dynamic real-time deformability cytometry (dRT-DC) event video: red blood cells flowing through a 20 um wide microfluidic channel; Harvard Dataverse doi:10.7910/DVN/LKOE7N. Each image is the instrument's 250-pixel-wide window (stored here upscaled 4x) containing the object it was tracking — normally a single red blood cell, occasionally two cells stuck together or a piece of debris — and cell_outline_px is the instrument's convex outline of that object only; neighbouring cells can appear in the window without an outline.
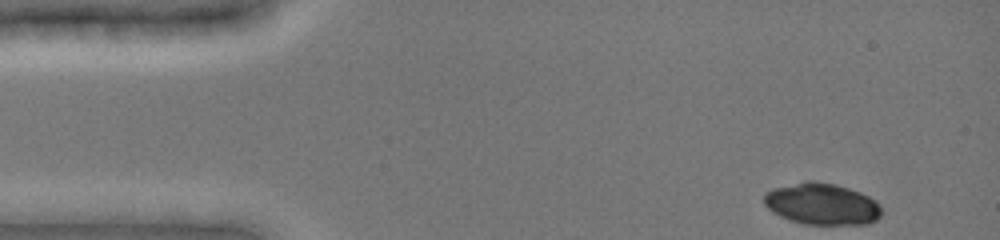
{"species": "common noctule bat (a hibernating species)", "species_latin": "Nyctalus noctula", "temperature_condition": "cold", "stored_images_in_passage": 40, "camera_frame_rate_fps": 3000, "um_per_image_px": 0.085, "animal": {"sex": "female", "body_mass_g": 19.0, "forearm_length_mm": 51.5}, "frame": {"image": 1, "passage_image": 1, "time_ms": 0.0, "image_size_px": [1000, 240], "cell_outline_px": [[880, 216], [876, 220], [868, 224], [804, 224], [788, 220], [772, 212], [764, 204], [764, 192], [772, 188], [808, 180], [812, 180], [836, 184], [860, 192], [876, 200], [880, 204]], "centroid_in_image_um": [69.84, 17.33], "position_along_channel_um": 15.2, "area_um2": 28.67}}
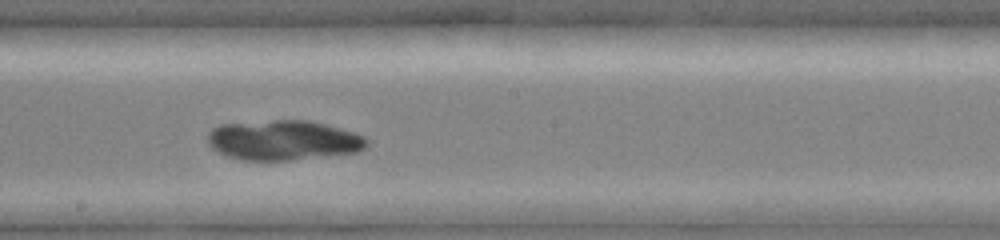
{"frame": {"image": 2, "passage_image": 24, "time_ms": 7.667, "image_size_px": [1000, 240], "cell_outline_px": [[368, 144], [364, 148], [356, 152], [288, 160], [244, 160], [228, 156], [212, 148], [208, 144], [208, 132], [212, 128], [220, 124], [272, 120], [308, 120], [324, 124], [352, 132], [364, 136], [368, 140]], "centroid_in_image_um": [24.05, 11.91], "position_along_channel_um": 224.2, "area_um2": 36.76}}
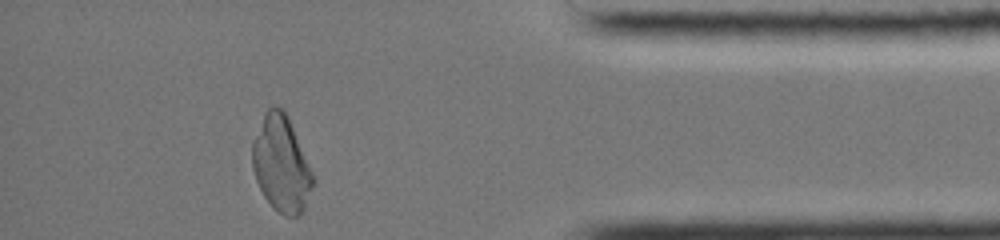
{"frame": {"image": 3, "passage_image": 40, "time_ms": 13.0, "image_size_px": [1000, 240], "cell_outline_px": [[316, 184], [300, 216], [284, 216], [272, 208], [264, 196], [256, 180], [252, 168], [252, 140], [268, 108], [276, 104], [284, 108], [288, 116], [316, 180]], "centroid_in_image_um": [23.93, 13.95], "position_along_channel_um": 411.3, "area_um2": 34.28}}